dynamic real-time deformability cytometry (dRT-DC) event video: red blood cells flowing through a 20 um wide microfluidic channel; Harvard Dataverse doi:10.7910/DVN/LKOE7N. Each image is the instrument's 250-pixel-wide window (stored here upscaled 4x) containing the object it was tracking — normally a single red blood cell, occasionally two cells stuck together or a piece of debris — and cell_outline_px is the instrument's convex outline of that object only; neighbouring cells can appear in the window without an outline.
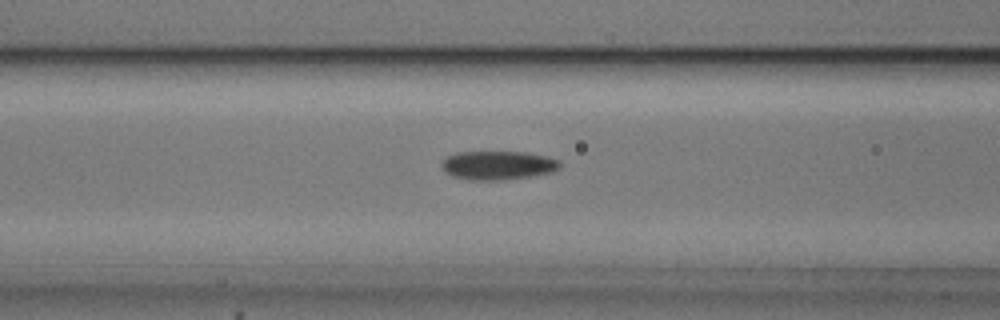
{"species": "common noctule bat (a hibernating species)", "species_latin": "Nyctalus noctula", "temperature_condition": "cold", "stored_images_in_passage": 52, "camera_frame_rate_fps": 3000, "um_per_image_px": 0.085, "animal": {"sex": "male", "body_mass_g": 20.5, "forearm_length_mm": 52.5}, "frame": {"image": 1, "passage_image": 19, "time_ms": 6.0, "image_size_px": [1000, 320], "cell_outline_px": [[560, 168], [552, 172], [528, 176], [500, 180], [468, 180], [452, 176], [444, 172], [440, 164], [448, 156], [456, 152], [528, 152], [548, 156], [560, 160]], "centroid_in_image_um": [42.32, 14.04], "position_along_channel_um": 124.3, "area_um2": 19.94}}
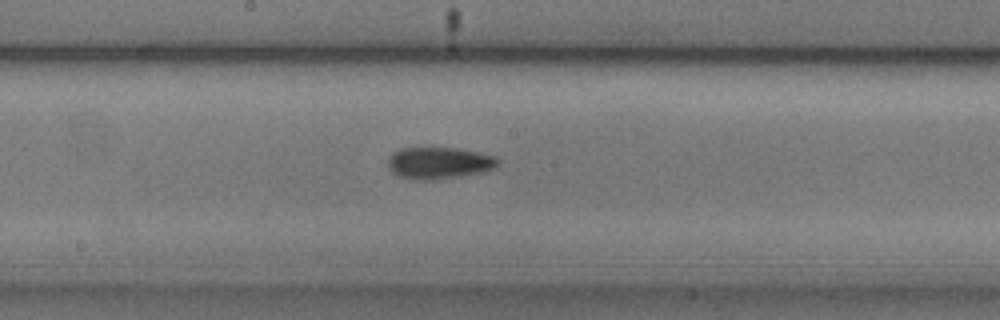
{"frame": {"image": 2, "passage_image": 26, "time_ms": 8.333, "image_size_px": [1000, 320], "cell_outline_px": [[500, 164], [492, 168], [480, 172], [424, 180], [400, 176], [392, 172], [388, 168], [388, 156], [392, 152], [400, 148], [456, 148], [480, 152], [496, 156], [500, 160]], "centroid_in_image_um": [37.3, 13.81], "position_along_channel_um": 210.9, "area_um2": 20.0}}
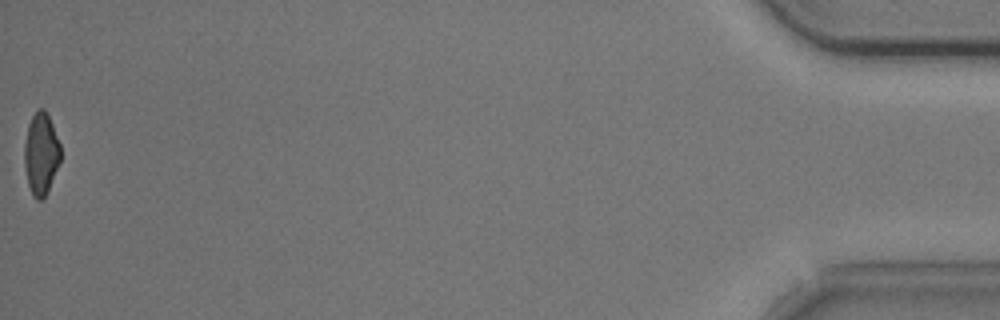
{"frame": {"image": 3, "passage_image": 52, "time_ms": 17.0, "image_size_px": [1000, 320], "cell_outline_px": [[60, 160], [48, 192], [40, 200], [36, 200], [32, 196], [28, 184], [24, 164], [24, 144], [28, 124], [32, 116], [40, 108], [44, 108], [52, 124], [60, 144]], "centroid_in_image_um": [3.47, 13.09], "position_along_channel_um": 431.7, "area_um2": 17.22}, "authors_computed_cell_mechanics": {"area_um2": 18.8717, "velocity_mm_per_s": 3.6982, "shape_relaxation_time_tau1_ms": 3.3044, "shape_relaxation_time_tau2_ms": null, "deformation_change_tau1": 0.102, "deformation_change_tau2": null}}